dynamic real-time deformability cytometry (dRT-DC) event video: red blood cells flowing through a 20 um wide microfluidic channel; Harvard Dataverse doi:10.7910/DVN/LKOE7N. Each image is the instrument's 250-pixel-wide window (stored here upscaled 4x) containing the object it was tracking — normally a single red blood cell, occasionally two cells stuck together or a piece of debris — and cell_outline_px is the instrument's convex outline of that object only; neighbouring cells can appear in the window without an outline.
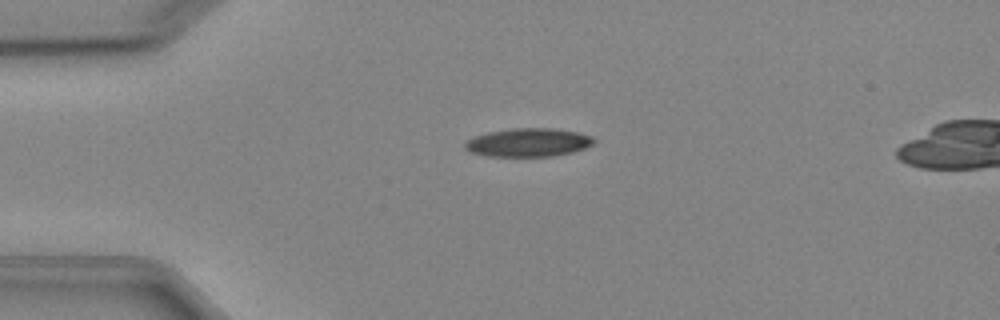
{"species": "Egyptian fruit bat (a non-hibernating species)", "species_latin": "Rousettus aegyptiacus", "temperature_condition": "cold", "stored_images_in_passage": 6, "camera_frame_rate_fps": 3000, "um_per_image_px": 0.085, "animal": {"sex": "female"}, "frame": {"image": 1, "passage_image": 3, "time_ms": 2.333, "image_size_px": [1000, 320], "cell_outline_px": [[596, 140], [592, 144], [584, 148], [572, 152], [552, 156], [488, 156], [468, 152], [464, 148], [464, 144], [468, 140], [476, 136], [488, 132], [512, 128], [552, 128], [580, 132], [592, 136]], "centroid_in_image_um": [44.91, 12.1], "position_along_channel_um": 40.1, "area_um2": 21.39}}